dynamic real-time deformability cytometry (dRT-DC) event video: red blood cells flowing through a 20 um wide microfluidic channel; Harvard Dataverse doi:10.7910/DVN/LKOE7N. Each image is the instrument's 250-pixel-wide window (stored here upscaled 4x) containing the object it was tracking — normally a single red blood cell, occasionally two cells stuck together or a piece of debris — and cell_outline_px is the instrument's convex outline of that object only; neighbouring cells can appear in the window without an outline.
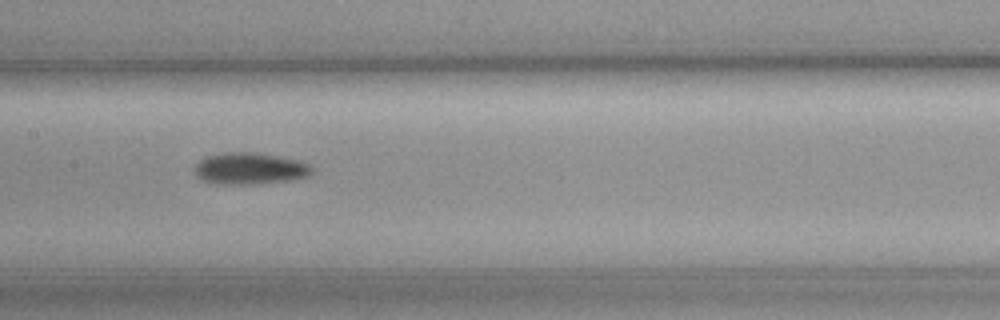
{"species": "common noctule bat (a hibernating species)", "species_latin": "Nyctalus noctula", "temperature_condition": "cold", "stored_images_in_passage": 31, "camera_frame_rate_fps": 3000, "um_per_image_px": 0.085, "animal": {"sex": "female", "body_mass_g": 19.3, "forearm_length_mm": 54.1}, "frame": {"image": 1, "passage_image": 18, "time_ms": 5.667, "image_size_px": [1000, 320], "cell_outline_px": [[312, 172], [308, 176], [292, 180], [260, 184], [216, 184], [200, 180], [196, 176], [192, 168], [200, 160], [208, 156], [224, 152], [252, 152], [276, 156], [296, 160], [308, 164], [312, 168]], "centroid_in_image_um": [21.18, 14.34], "position_along_channel_um": 186.2, "area_um2": 21.79}}
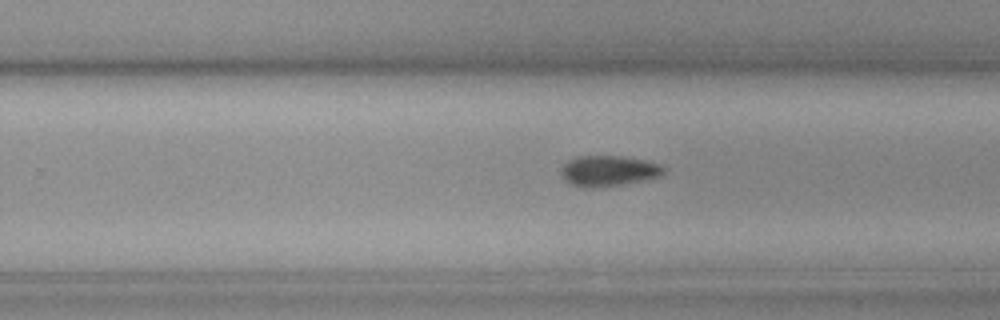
{"frame": {"image": 2, "passage_image": 22, "time_ms": 7.0, "image_size_px": [1000, 320], "cell_outline_px": [[664, 172], [660, 176], [620, 184], [592, 188], [584, 188], [572, 184], [564, 180], [560, 172], [560, 168], [568, 160], [576, 156], [620, 156], [644, 160], [660, 164], [664, 168]], "centroid_in_image_um": [51.66, 14.51], "position_along_channel_um": 278.1, "area_um2": 18.15}}